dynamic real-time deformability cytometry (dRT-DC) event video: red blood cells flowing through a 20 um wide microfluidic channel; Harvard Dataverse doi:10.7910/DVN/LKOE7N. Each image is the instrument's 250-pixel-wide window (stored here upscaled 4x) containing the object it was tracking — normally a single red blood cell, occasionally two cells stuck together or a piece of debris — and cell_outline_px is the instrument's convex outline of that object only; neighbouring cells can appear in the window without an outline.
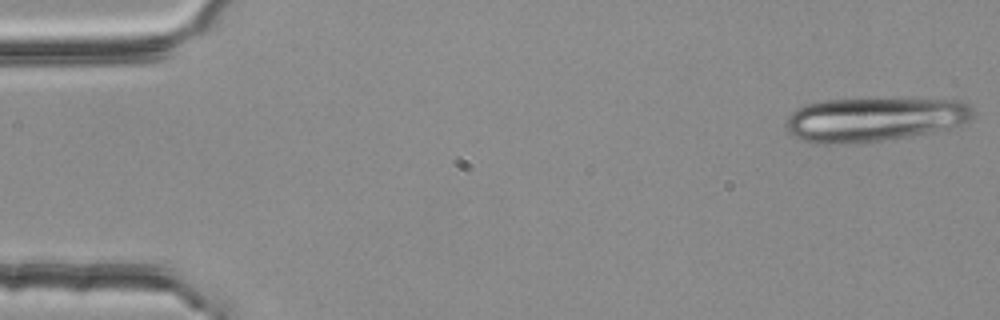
{"species": "common noctule bat (a hibernating species)", "species_latin": "Nyctalus noctula", "temperature_condition": "room temperature", "stored_images_in_passage": 4, "camera_frame_rate_fps": 3000, "um_per_image_px": 0.085, "animal": {"sex": "female", "body_mass_g": 25.1}, "frame": {"image": 1, "passage_image": 1, "time_ms": 0.0, "image_size_px": [1000, 320], "cell_outline_px": [[972, 120], [952, 128], [880, 140], [824, 144], [812, 144], [792, 136], [788, 132], [784, 124], [788, 116], [796, 108], [804, 104], [824, 100], [960, 100], [968, 104], [972, 108]], "centroid_in_image_um": [74.24, 10.15], "position_along_channel_um": 10.8, "area_um2": 47.34}}